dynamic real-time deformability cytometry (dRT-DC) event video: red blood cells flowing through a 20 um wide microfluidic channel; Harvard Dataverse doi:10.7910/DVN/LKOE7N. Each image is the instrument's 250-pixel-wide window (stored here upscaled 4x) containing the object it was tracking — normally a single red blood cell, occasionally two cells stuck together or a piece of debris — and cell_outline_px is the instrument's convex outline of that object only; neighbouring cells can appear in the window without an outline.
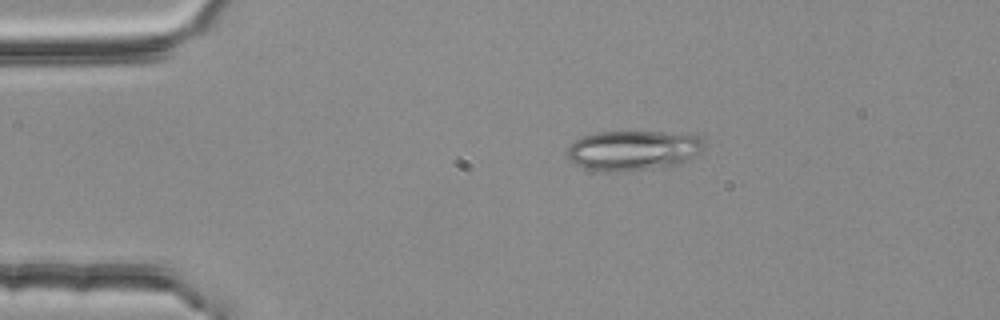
{"species": "common noctule bat (a hibernating species)", "species_latin": "Nyctalus noctula", "temperature_condition": "room temperature", "stored_images_in_passage": 2, "camera_frame_rate_fps": 3000, "um_per_image_px": 0.085, "animal": {"sex": "female", "body_mass_g": 25.1}, "frame": {"image": 1, "passage_image": 1, "time_ms": 0.0, "image_size_px": [1000, 320], "cell_outline_px": [[704, 148], [700, 152], [688, 160], [680, 164], [664, 168], [624, 172], [600, 172], [576, 164], [568, 160], [568, 148], [576, 140], [584, 136], [596, 132], [660, 132], [696, 136], [704, 144]], "centroid_in_image_um": [53.81, 12.82], "position_along_channel_um": 31.2, "area_um2": 31.96}}